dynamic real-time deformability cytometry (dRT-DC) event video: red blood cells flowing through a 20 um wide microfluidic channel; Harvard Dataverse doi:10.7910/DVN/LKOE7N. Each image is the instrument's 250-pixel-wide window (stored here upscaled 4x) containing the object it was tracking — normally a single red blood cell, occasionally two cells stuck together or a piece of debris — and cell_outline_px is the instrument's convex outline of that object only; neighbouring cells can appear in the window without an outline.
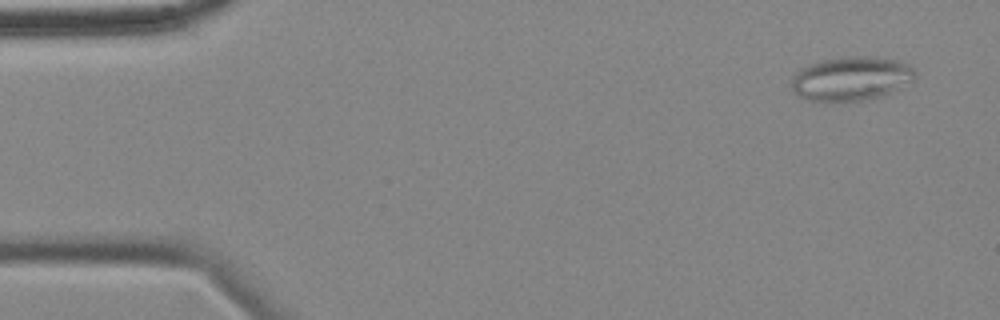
{"species": "common noctule bat (a hibernating species)", "species_latin": "Nyctalus noctula", "temperature_condition": "cold", "stored_images_in_passage": 16, "camera_frame_rate_fps": 3000, "um_per_image_px": 0.085, "animal": {"sex": "female", "body_mass_g": 18.4}, "frame": {"image": 1, "passage_image": 3, "time_ms": 0.667, "image_size_px": [1000, 320], "cell_outline_px": [[916, 76], [912, 80], [900, 88], [880, 96], [860, 100], [808, 100], [800, 96], [792, 88], [792, 76], [800, 68], [808, 64], [820, 60], [844, 56], [876, 56], [896, 60], [908, 64], [916, 72]], "centroid_in_image_um": [72.35, 6.64], "position_along_channel_um": 12.7, "area_um2": 31.5}}